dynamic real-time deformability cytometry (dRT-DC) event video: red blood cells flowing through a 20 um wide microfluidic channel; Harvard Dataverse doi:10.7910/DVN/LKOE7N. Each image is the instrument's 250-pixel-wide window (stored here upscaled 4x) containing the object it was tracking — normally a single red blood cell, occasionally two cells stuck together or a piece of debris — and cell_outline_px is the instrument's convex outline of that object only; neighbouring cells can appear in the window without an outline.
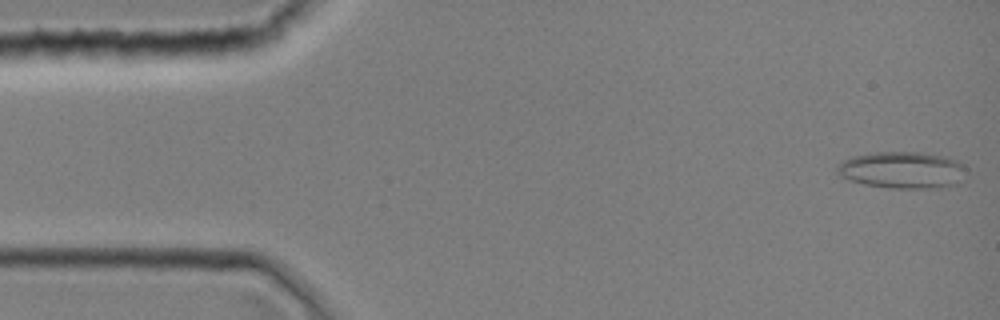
{"species": "common noctule bat (a hibernating species)", "species_latin": "Nyctalus noctula", "temperature_condition": "room temperature", "stored_images_in_passage": 5, "camera_frame_rate_fps": 3000, "um_per_image_px": 0.085, "animal": {"sex": "female", "body_mass_g": 19.0, "forearm_length_mm": 51.5}, "frame": {"image": 1, "passage_image": 1, "time_ms": 0.0, "image_size_px": [1000, 320], "cell_outline_px": [[968, 168], [956, 184], [940, 188], [888, 188], [864, 184], [848, 180], [840, 176], [836, 172], [836, 164], [852, 156], [872, 152], [920, 152], [944, 156], [956, 160]], "centroid_in_image_um": [76.65, 14.45], "position_along_channel_um": 8.3, "area_um2": 27.92}}